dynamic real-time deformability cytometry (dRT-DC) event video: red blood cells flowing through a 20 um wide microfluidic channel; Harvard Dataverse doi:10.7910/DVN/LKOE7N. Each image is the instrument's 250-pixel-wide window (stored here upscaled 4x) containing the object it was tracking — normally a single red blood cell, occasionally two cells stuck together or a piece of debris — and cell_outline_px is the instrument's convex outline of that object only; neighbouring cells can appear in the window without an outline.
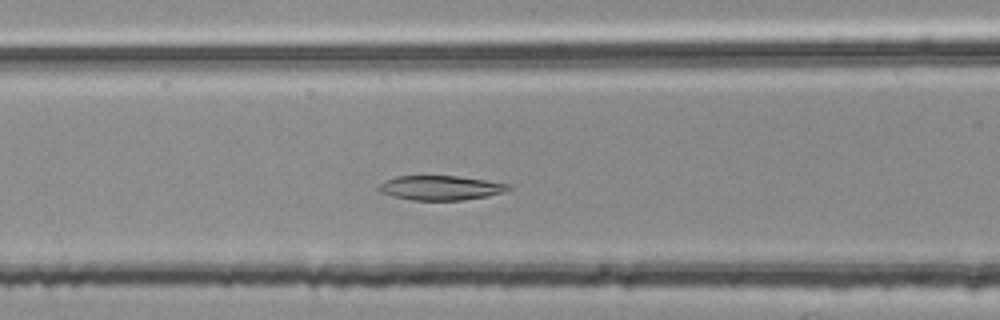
{"species": "common noctule bat (a hibernating species)", "species_latin": "Nyctalus noctula", "temperature_condition": "room temperature", "stored_images_in_passage": 47, "camera_frame_rate_fps": 3000, "um_per_image_px": 0.085, "animal": {"sex": "female", "body_mass_g": 25.1}, "frame": {"image": 1, "passage_image": 18, "time_ms": 5.667, "image_size_px": [1000, 320], "cell_outline_px": [[512, 188], [504, 192], [488, 196], [464, 200], [412, 200], [392, 196], [380, 192], [380, 184], [384, 180], [396, 176], [456, 176], [512, 184]], "centroid_in_image_um": [37.48, 15.97], "position_along_channel_um": 129.1, "area_um2": 18.5}}
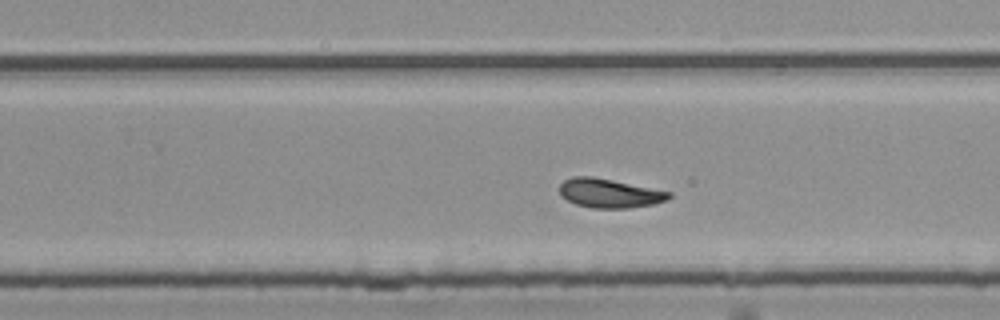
{"frame": {"image": 2, "passage_image": 30, "time_ms": 9.667, "image_size_px": [1000, 320], "cell_outline_px": [[672, 196], [668, 200], [652, 204], [628, 208], [592, 208], [576, 204], [560, 196], [560, 184], [564, 180], [572, 176], [592, 176], [672, 192]], "centroid_in_image_um": [51.79, 16.42], "position_along_channel_um": 278.0, "area_um2": 18.5}}
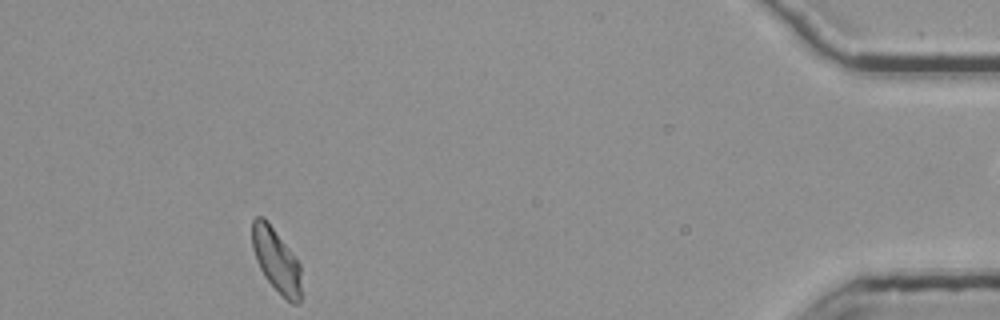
{"frame": {"image": 3, "passage_image": 46, "time_ms": 15.0, "image_size_px": [1000, 320], "cell_outline_px": [[300, 304], [292, 304], [264, 276], [256, 260], [252, 248], [252, 220], [256, 216], [264, 216], [300, 264]], "centroid_in_image_um": [23.46, 22.09], "position_along_channel_um": 411.7, "area_um2": 17.86}}